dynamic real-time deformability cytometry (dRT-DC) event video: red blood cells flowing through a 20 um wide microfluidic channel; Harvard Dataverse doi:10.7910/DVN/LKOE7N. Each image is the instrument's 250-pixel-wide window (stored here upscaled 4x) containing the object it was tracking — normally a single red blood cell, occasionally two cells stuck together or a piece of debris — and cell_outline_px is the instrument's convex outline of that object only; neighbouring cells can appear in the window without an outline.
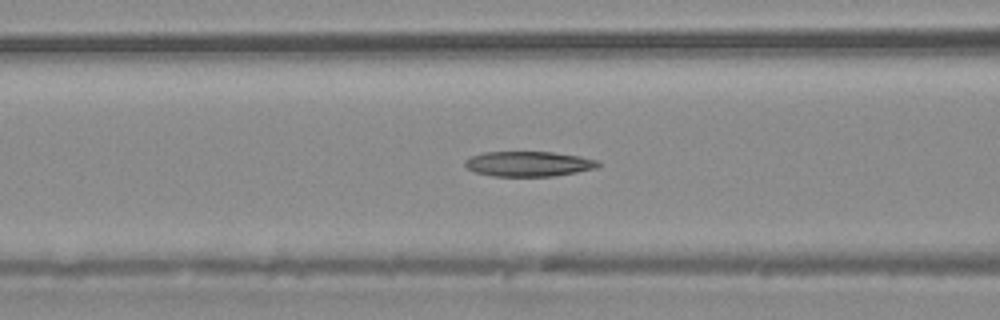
{"species": "common noctule bat (a hibernating species)", "species_latin": "Nyctalus noctula", "temperature_condition": "warm", "stored_images_in_passage": 43, "camera_frame_rate_fps": 3000, "um_per_image_px": 0.085, "animal": {"sex": "male", "body_mass_g": 20.4}, "frame": {"image": 1, "passage_image": 17, "time_ms": 5.333, "image_size_px": [1000, 320], "cell_outline_px": [[600, 164], [596, 168], [576, 172], [552, 176], [492, 176], [476, 172], [468, 168], [464, 164], [464, 160], [468, 156], [484, 152], [552, 152], [580, 156], [596, 160]], "centroid_in_image_um": [44.88, 13.92], "position_along_channel_um": 121.7, "area_um2": 19.42}}
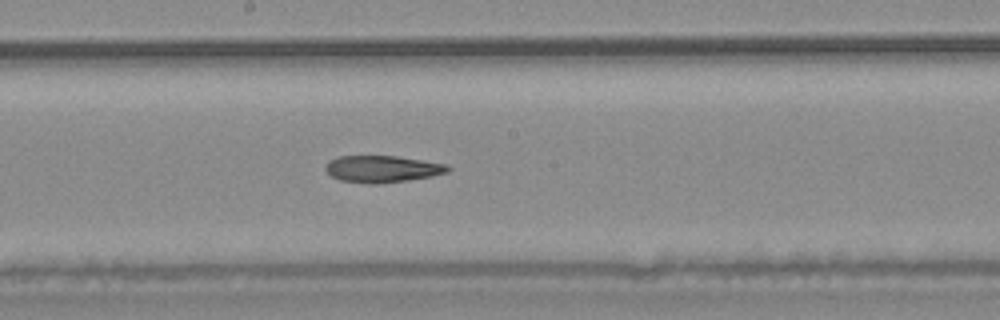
{"frame": {"image": 2, "passage_image": 23, "time_ms": 7.333, "image_size_px": [1000, 320], "cell_outline_px": [[452, 168], [448, 172], [432, 176], [408, 180], [380, 184], [368, 184], [340, 180], [332, 176], [324, 168], [328, 160], [340, 156], [396, 156], [448, 164]], "centroid_in_image_um": [32.51, 14.36], "position_along_channel_um": 215.7, "area_um2": 19.25}}
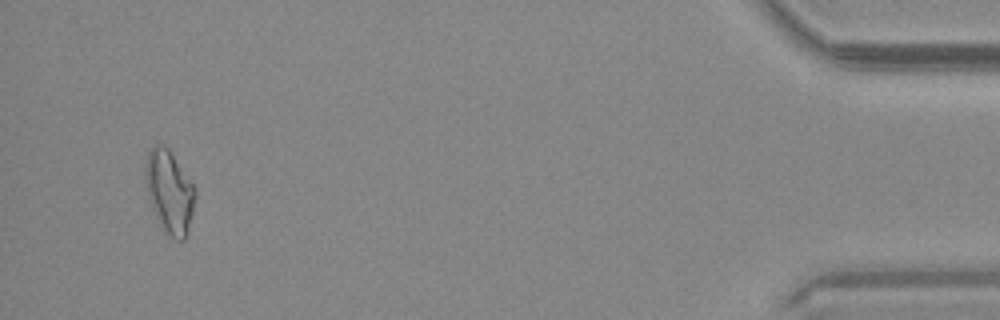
{"frame": {"image": 3, "passage_image": 41, "time_ms": 13.333, "image_size_px": [1000, 320], "cell_outline_px": [[196, 196], [188, 236], [184, 240], [176, 240], [164, 232], [160, 228], [148, 192], [144, 176], [144, 172], [148, 152], [156, 144], [160, 144], [168, 148], [196, 188]], "centroid_in_image_um": [14.43, 16.34], "position_along_channel_um": 420.8, "area_um2": 24.04}}